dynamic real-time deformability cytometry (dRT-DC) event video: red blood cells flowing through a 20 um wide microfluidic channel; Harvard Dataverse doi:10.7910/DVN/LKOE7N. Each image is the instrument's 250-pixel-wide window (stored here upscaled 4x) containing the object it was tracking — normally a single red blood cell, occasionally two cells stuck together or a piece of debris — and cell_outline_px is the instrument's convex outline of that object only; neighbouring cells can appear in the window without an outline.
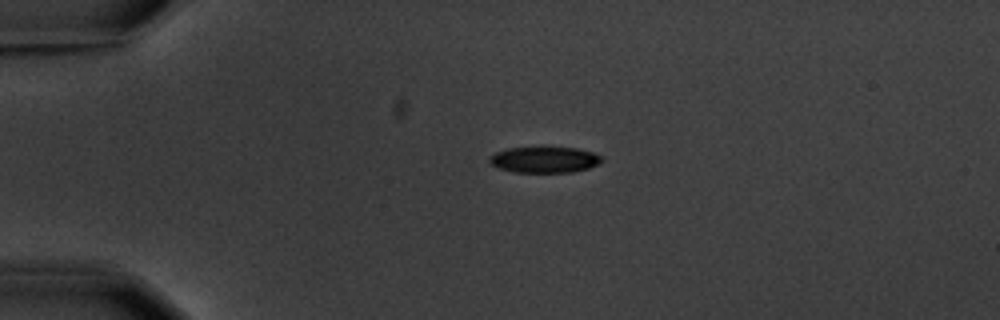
{"species": "common noctule bat (a hibernating species)", "species_latin": "Nyctalus noctula", "temperature_condition": "warm", "stored_images_in_passage": 3, "camera_frame_rate_fps": 3000, "um_per_image_px": 0.085, "animal": {"sex": "male", "body_mass_g": 20.1, "forearm_length_mm": 53.5}, "frame": {"image": 1, "passage_image": 2, "time_ms": 1.333, "image_size_px": [1000, 320], "cell_outline_px": [[604, 160], [588, 168], [572, 172], [516, 172], [500, 168], [492, 164], [488, 160], [488, 156], [496, 152], [508, 148], [544, 144], [576, 148], [592, 152], [600, 156]], "centroid_in_image_um": [46.25, 13.51], "position_along_channel_um": 38.7, "area_um2": 17.69}}